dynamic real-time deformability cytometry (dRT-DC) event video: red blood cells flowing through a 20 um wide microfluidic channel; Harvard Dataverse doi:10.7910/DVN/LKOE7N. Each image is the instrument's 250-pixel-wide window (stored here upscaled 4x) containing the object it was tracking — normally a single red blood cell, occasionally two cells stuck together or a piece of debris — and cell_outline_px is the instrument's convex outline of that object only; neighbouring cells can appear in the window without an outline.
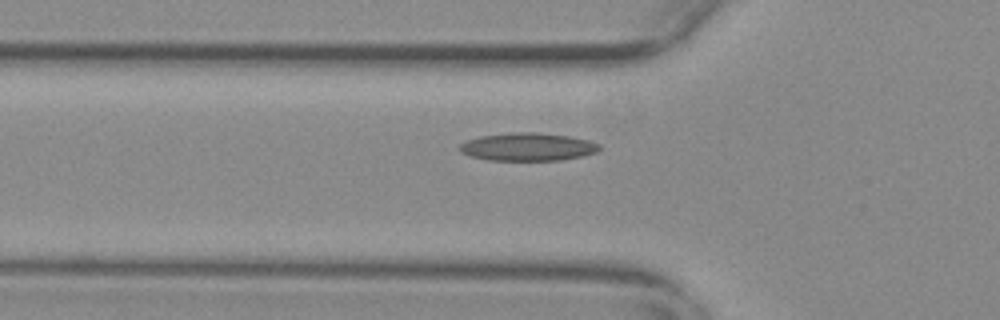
{"species": "common noctule bat (a hibernating species)", "species_latin": "Nyctalus noctula", "temperature_condition": "warm", "stored_images_in_passage": 39, "camera_frame_rate_fps": 3000, "um_per_image_px": 0.085, "animal": {"sex": "female", "body_mass_g": 29.2, "forearm_length_mm": 56.3}, "frame": {"image": 1, "passage_image": 7, "time_ms": 2.0, "image_size_px": [1000, 320], "cell_outline_px": [[600, 148], [596, 152], [580, 156], [560, 160], [488, 160], [472, 156], [460, 152], [456, 148], [460, 144], [468, 140], [480, 136], [512, 132], [536, 132], [568, 136], [588, 140], [600, 144]], "centroid_in_image_um": [44.82, 12.48], "position_along_channel_um": 81.0, "area_um2": 22.66}}
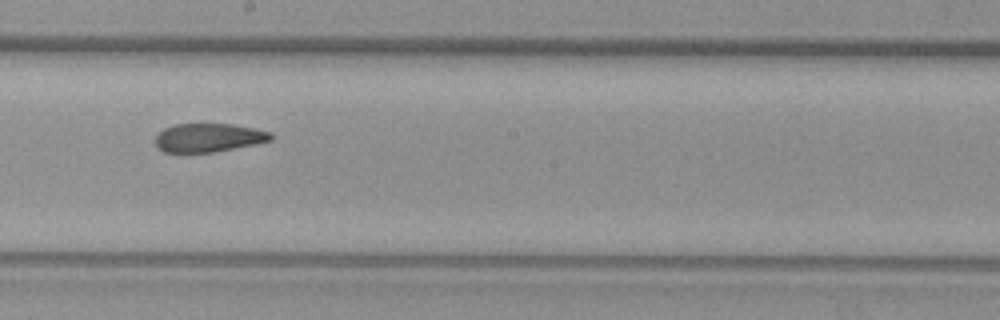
{"frame": {"image": 2, "passage_image": 19, "time_ms": 6.0, "image_size_px": [1000, 320], "cell_outline_px": [[276, 136], [272, 140], [256, 144], [216, 152], [164, 152], [156, 148], [156, 136], [164, 128], [176, 124], [232, 124], [256, 128], [272, 132]], "centroid_in_image_um": [17.79, 11.7], "position_along_channel_um": 230.4, "area_um2": 19.48}}
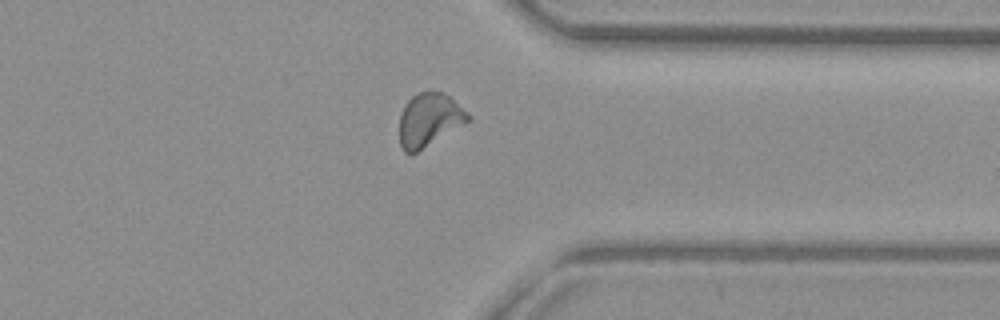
{"frame": {"image": 3, "passage_image": 31, "time_ms": 10.0, "image_size_px": [1000, 320], "cell_outline_px": [[472, 120], [416, 152], [404, 152], [400, 144], [400, 112], [404, 104], [416, 92], [428, 88], [444, 92], [468, 112], [472, 116]], "centroid_in_image_um": [36.5, 10.12], "position_along_channel_um": 374.9, "area_um2": 21.68}, "authors_computed_cell_mechanics": {"area_um2": 20.808, "velocity_mm_per_s": 3.7184, "shape_relaxation_time_tau1_ms": null, "shape_relaxation_time_tau2_ms": 1.1481, "deformation_change_tau1": null, "deformation_change_tau2": 0.0754}}